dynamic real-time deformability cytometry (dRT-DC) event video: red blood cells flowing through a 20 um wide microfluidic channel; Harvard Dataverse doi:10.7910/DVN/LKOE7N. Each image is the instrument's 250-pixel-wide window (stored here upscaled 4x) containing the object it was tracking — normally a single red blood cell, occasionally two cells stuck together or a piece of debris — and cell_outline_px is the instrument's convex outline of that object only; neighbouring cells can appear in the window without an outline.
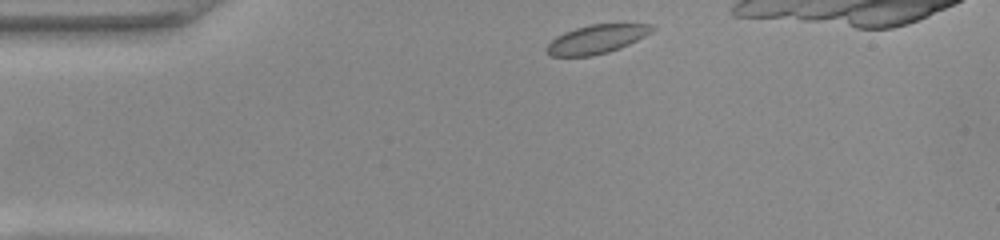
{"species": "common noctule bat (a hibernating species)", "species_latin": "Nyctalus noctula", "temperature_condition": "warm", "stored_images_in_passage": 36, "camera_frame_rate_fps": 3000, "um_per_image_px": 0.085, "animal": {"sex": "female", "body_mass_g": 22.0, "forearm_length_mm": 56.7}, "frame": {"image": 1, "passage_image": 1, "time_ms": 0.0, "image_size_px": [1000, 240], "cell_outline_px": [[656, 28], [652, 32], [620, 48], [608, 52], [592, 56], [552, 56], [544, 48], [556, 36], [564, 32], [576, 28], [592, 24], [652, 24]], "centroid_in_image_um": [50.71, 3.33], "position_along_channel_um": 34.3, "area_um2": 17.51}}
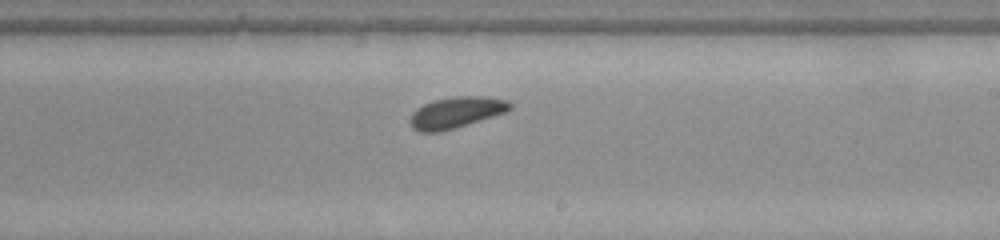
{"frame": {"image": 2, "passage_image": 21, "time_ms": 6.667, "image_size_px": [1000, 240], "cell_outline_px": [[512, 108], [508, 112], [456, 128], [440, 132], [420, 132], [412, 128], [408, 120], [412, 112], [416, 108], [424, 104], [436, 100], [456, 96], [484, 96], [508, 100], [512, 104]], "centroid_in_image_um": [38.78, 9.57], "position_along_channel_um": 250.2, "area_um2": 18.44}}
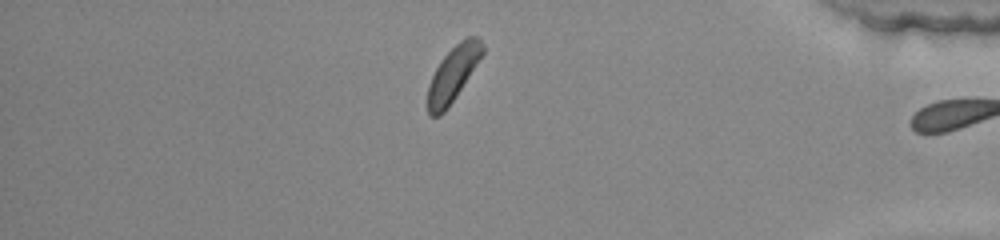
{"frame": {"image": 3, "passage_image": 35, "time_ms": 11.333, "image_size_px": [1000, 240], "cell_outline_px": [[484, 52], [456, 96], [444, 112], [440, 116], [428, 116], [428, 84], [440, 60], [460, 40], [468, 36], [476, 36], [484, 44]], "centroid_in_image_um": [38.5, 6.27], "position_along_channel_um": 396.7, "area_um2": 17.28}, "authors_computed_cell_mechanics": {"area_um2": 18.0047, "velocity_mm_per_s": 3.8691, "shape_relaxation_time_tau1_ms": 1.828, "shape_relaxation_time_tau2_ms": null, "deformation_change_tau1": 0.0325, "deformation_change_tau2": null}}